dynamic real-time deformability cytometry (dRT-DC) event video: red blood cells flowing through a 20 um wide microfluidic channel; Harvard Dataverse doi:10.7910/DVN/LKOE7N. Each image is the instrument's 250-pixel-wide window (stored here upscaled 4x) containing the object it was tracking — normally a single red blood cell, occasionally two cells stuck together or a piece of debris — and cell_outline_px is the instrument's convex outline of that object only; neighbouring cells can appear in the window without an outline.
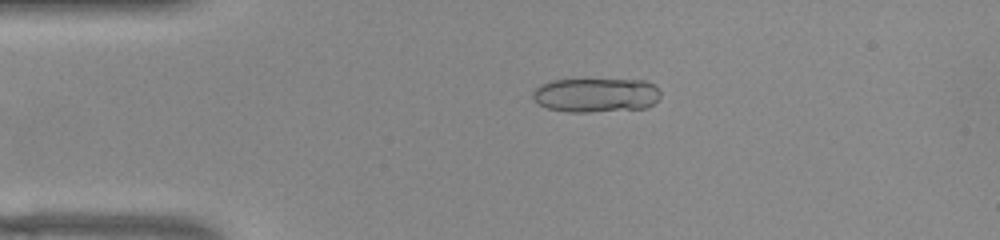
{"species": "common noctule bat (a hibernating species)", "species_latin": "Nyctalus noctula", "temperature_condition": "warm", "stored_images_in_passage": 49, "camera_frame_rate_fps": 3000, "um_per_image_px": 0.085, "animal": {"sex": "female", "body_mass_g": 22.0, "forearm_length_mm": 56.7}, "frame": {"image": 1, "passage_image": 8, "time_ms": 2.333, "image_size_px": [1000, 240], "cell_outline_px": [[660, 96], [648, 108], [588, 112], [568, 112], [548, 108], [536, 104], [532, 100], [532, 92], [540, 84], [552, 80], [648, 80], [656, 84], [660, 92]], "centroid_in_image_um": [50.64, 8.08], "position_along_channel_um": 34.4, "area_um2": 25.78}}